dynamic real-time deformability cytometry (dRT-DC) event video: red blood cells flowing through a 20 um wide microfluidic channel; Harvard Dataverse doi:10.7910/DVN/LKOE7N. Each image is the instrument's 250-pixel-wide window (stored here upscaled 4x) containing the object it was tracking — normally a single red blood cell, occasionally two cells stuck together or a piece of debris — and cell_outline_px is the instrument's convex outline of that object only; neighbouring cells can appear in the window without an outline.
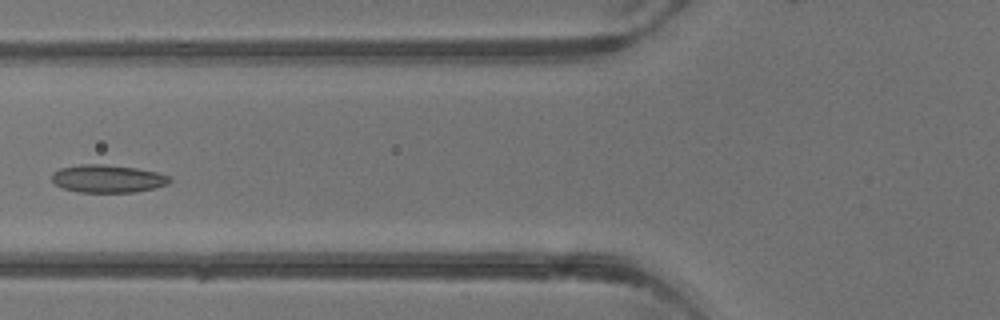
{"species": "common noctule bat (a hibernating species)", "species_latin": "Nyctalus noctula", "temperature_condition": "warm", "stored_images_in_passage": 4, "camera_frame_rate_fps": 3000, "um_per_image_px": 0.085, "animal": {"sex": "male", "body_mass_g": 13.3}, "frame": {"image": 1, "passage_image": 4, "time_ms": 4.333, "image_size_px": [1000, 320], "cell_outline_px": [[172, 180], [168, 184], [136, 192], [76, 192], [64, 188], [56, 184], [52, 180], [52, 172], [60, 168], [80, 164], [104, 164], [136, 168], [156, 172], [172, 176]], "centroid_in_image_um": [9.16, 15.18], "position_along_channel_um": 116.6, "area_um2": 19.13}}